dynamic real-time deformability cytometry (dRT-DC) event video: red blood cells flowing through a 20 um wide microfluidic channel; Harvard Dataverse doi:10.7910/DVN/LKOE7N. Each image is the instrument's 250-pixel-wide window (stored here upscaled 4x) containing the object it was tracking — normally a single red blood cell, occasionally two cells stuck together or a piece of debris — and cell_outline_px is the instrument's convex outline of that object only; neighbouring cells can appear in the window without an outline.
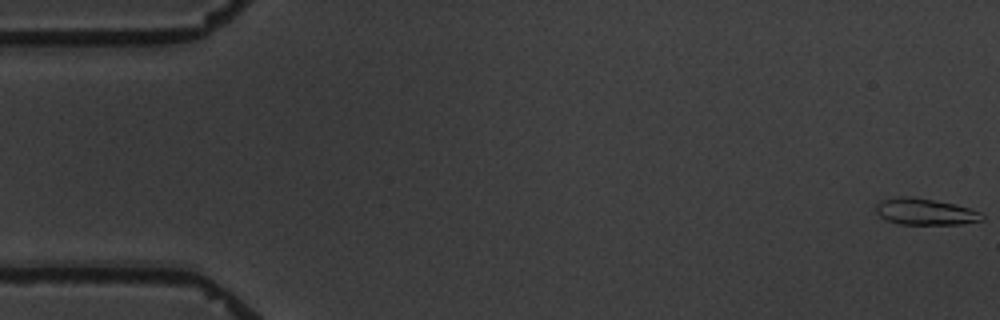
{"species": "common noctule bat (a hibernating species)", "species_latin": "Nyctalus noctula", "temperature_condition": "warm", "stored_images_in_passage": 5, "camera_frame_rate_fps": 3000, "um_per_image_px": 0.085, "animal": {"sex": "male", "body_mass_g": 19.5, "forearm_length_mm": 54.6}, "frame": {"image": 1, "passage_image": 1, "time_ms": 0.0, "image_size_px": [1000, 320], "cell_outline_px": [[984, 220], [960, 224], [900, 224], [888, 220], [880, 216], [876, 212], [876, 204], [880, 200], [900, 196], [912, 196], [956, 204], [980, 212], [984, 216]], "centroid_in_image_um": [78.63, 17.98], "position_along_channel_um": 6.4, "area_um2": 16.36}}
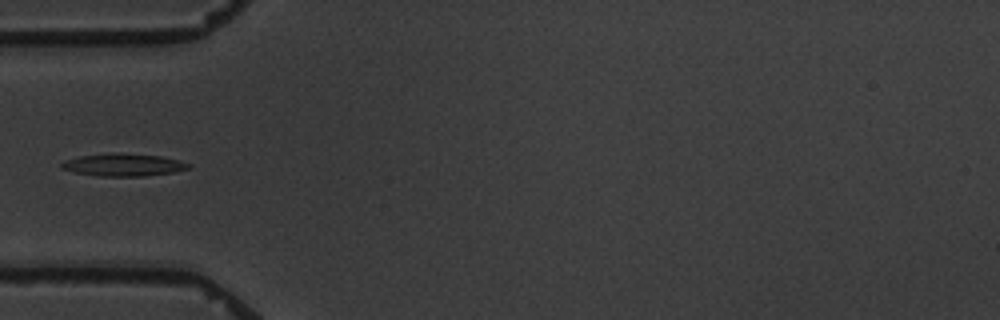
{"frame": {"image": 2, "passage_image": 5, "time_ms": 6.0, "image_size_px": [1000, 320], "cell_outline_px": [[192, 168], [172, 172], [144, 176], [96, 176], [72, 172], [60, 168], [60, 164], [68, 160], [80, 156], [112, 152], [160, 156], [180, 160], [192, 164]], "centroid_in_image_um": [10.5, 14.01], "position_along_channel_um": 74.5, "area_um2": 16.76}}